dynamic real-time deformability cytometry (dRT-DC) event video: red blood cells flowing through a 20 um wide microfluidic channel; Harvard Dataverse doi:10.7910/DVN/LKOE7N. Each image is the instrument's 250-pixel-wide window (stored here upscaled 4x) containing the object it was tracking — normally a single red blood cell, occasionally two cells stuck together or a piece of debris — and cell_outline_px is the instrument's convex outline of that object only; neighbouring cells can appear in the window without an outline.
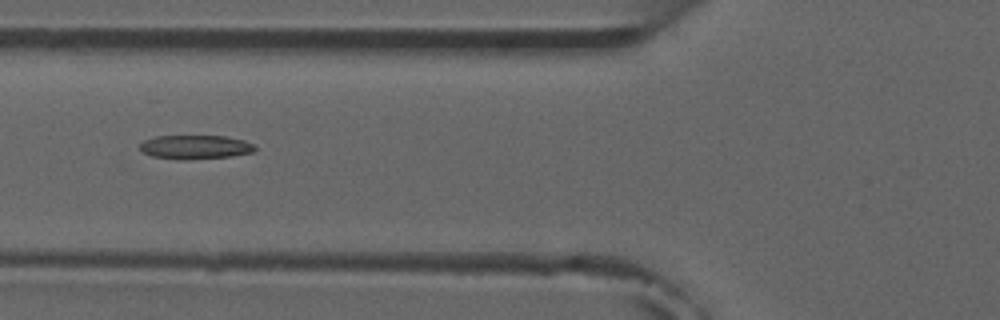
{"species": "common noctule bat (a hibernating species)", "species_latin": "Nyctalus noctula", "temperature_condition": "room temperature", "stored_images_in_passage": 6, "camera_frame_rate_fps": 3000, "um_per_image_px": 0.085, "animal": {"sex": "male", "forearm_length_mm": 52.5}, "frame": {"image": 1, "passage_image": 6, "time_ms": 6.333, "image_size_px": [1000, 320], "cell_outline_px": [[256, 148], [252, 152], [232, 156], [188, 160], [176, 160], [152, 156], [144, 152], [140, 148], [140, 144], [144, 140], [156, 136], [224, 136], [244, 140], [252, 144]], "centroid_in_image_um": [16.58, 12.51], "position_along_channel_um": 109.2, "area_um2": 16.07}}